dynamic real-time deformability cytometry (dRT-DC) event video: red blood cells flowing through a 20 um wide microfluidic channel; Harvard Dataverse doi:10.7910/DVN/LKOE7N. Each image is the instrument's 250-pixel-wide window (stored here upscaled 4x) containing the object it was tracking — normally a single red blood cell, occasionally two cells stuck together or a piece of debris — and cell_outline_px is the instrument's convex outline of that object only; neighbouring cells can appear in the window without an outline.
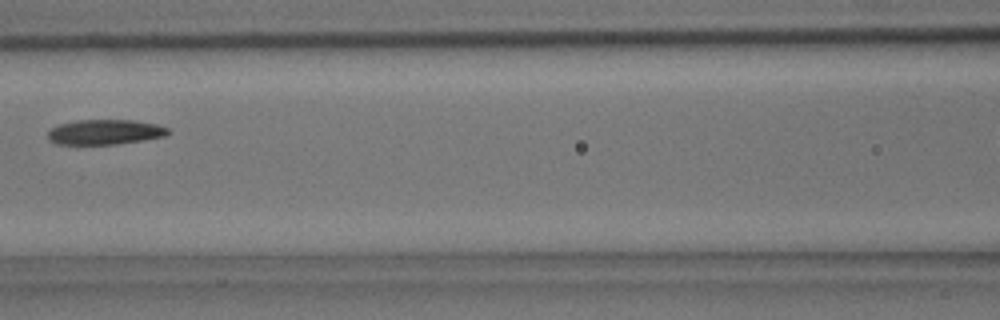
{"species": "common noctule bat (a hibernating species)", "species_latin": "Nyctalus noctula", "temperature_condition": "room temperature", "stored_images_in_passage": 5, "camera_frame_rate_fps": 3000, "um_per_image_px": 0.085, "animal": {"sex": "male", "body_mass_g": 15.6}, "frame": {"image": 1, "passage_image": 4, "time_ms": 4.0, "image_size_px": [1000, 320], "cell_outline_px": [[172, 132], [164, 136], [144, 140], [116, 144], [56, 144], [48, 140], [48, 132], [52, 128], [60, 124], [76, 120], [132, 120], [156, 124], [168, 128]], "centroid_in_image_um": [8.93, 11.22], "position_along_channel_um": 157.7, "area_um2": 17.51}}